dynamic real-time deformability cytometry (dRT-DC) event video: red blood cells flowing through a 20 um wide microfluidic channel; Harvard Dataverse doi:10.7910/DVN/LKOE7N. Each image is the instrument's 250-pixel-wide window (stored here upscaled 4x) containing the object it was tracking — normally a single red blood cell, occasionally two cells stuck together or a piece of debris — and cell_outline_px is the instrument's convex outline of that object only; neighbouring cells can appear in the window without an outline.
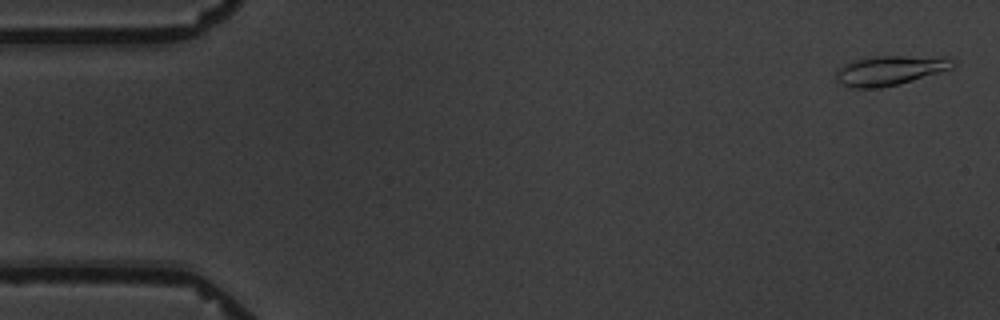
{"species": "common noctule bat (a hibernating species)", "species_latin": "Nyctalus noctula", "temperature_condition": "warm", "stored_images_in_passage": 13, "camera_frame_rate_fps": 3000, "um_per_image_px": 0.085, "animal": {"sex": "male", "body_mass_g": 19.5, "forearm_length_mm": 54.6}, "frame": {"image": 1, "passage_image": 1, "time_ms": 0.0, "image_size_px": [1000, 320], "cell_outline_px": [[956, 64], [952, 68], [896, 84], [880, 88], [852, 88], [836, 80], [836, 68], [852, 60], [872, 56], [948, 56], [956, 60]], "centroid_in_image_um": [75.64, 5.95], "position_along_channel_um": 9.4, "area_um2": 20.23}}
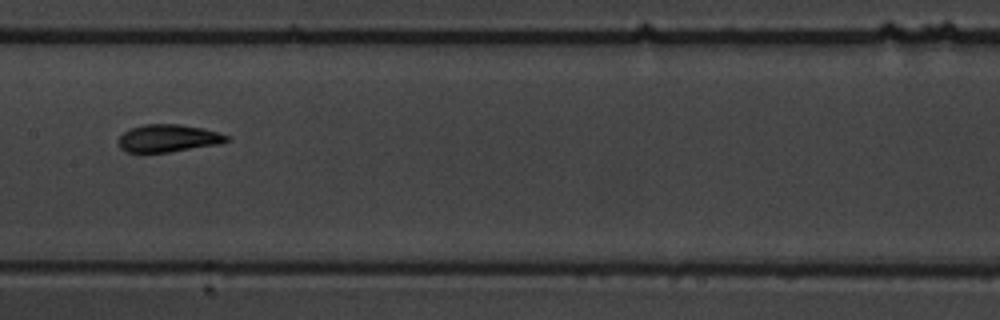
{"frame": {"image": 2, "passage_image": 8, "time_ms": 9.0, "image_size_px": [1000, 320], "cell_outline_px": [[232, 140], [220, 144], [168, 152], [128, 152], [120, 148], [120, 136], [124, 132], [132, 128], [144, 124], [180, 124], [200, 128], [216, 132], [228, 136]], "centroid_in_image_um": [14.32, 11.75], "position_along_channel_um": 193.1, "area_um2": 17.11}}
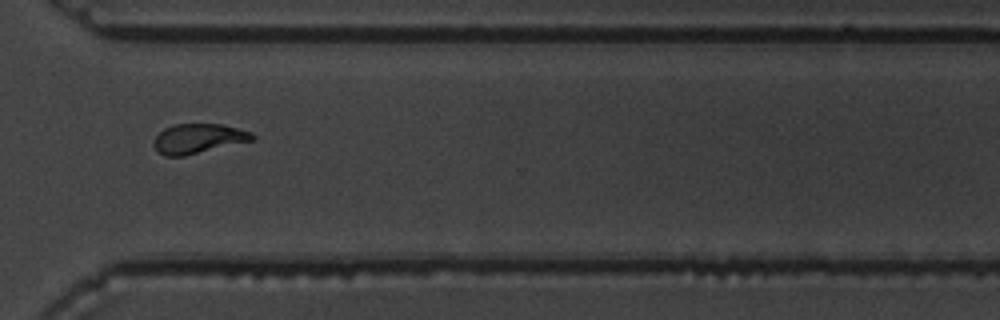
{"frame": {"image": 3, "passage_image": 12, "time_ms": 13.667, "image_size_px": [1000, 320], "cell_outline_px": [[256, 140], [184, 156], [164, 156], [152, 144], [156, 136], [164, 128], [176, 124], [220, 124], [252, 132], [256, 136]], "centroid_in_image_um": [16.89, 11.78], "position_along_channel_um": 353.7, "area_um2": 17.05}, "authors_computed_cell_mechanics": {"area_um2": 17.1088, "velocity_mm_per_s": 3.4379, "shape_relaxation_time_tau1_ms": 3.4636, "shape_relaxation_time_tau2_ms": 2.0767, "deformation_change_tau1": 0.1205, "deformation_change_tau2": 0.061}}